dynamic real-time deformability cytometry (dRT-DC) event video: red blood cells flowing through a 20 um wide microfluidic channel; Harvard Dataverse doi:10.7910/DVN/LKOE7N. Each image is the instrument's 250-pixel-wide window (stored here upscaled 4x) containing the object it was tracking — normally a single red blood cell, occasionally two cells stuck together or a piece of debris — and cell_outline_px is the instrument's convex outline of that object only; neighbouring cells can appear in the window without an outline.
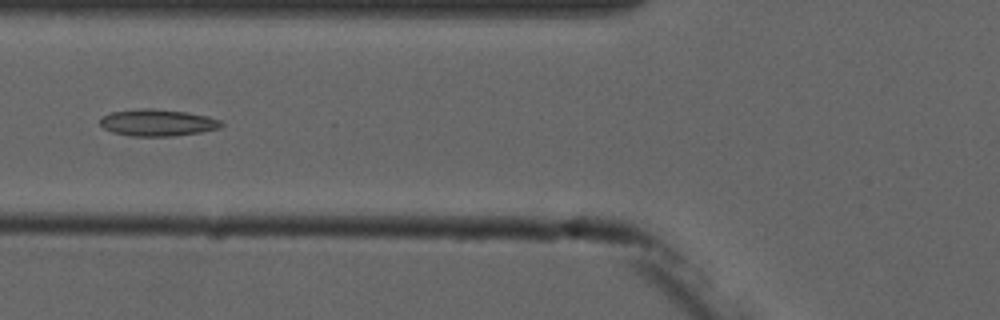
{"species": "common noctule bat (a hibernating species)", "species_latin": "Nyctalus noctula", "temperature_condition": "cold", "stored_images_in_passage": 11, "camera_frame_rate_fps": 3000, "um_per_image_px": 0.085, "animal": {"sex": "male", "forearm_length_mm": 52.5}, "frame": {"image": 1, "passage_image": 7, "time_ms": 8.0, "image_size_px": [1000, 320], "cell_outline_px": [[224, 124], [220, 128], [200, 132], [172, 136], [132, 136], [112, 132], [104, 128], [100, 124], [100, 120], [104, 116], [112, 112], [144, 108], [156, 108], [188, 112], [208, 116], [220, 120]], "centroid_in_image_um": [13.42, 10.42], "position_along_channel_um": 112.4, "area_um2": 18.9}}
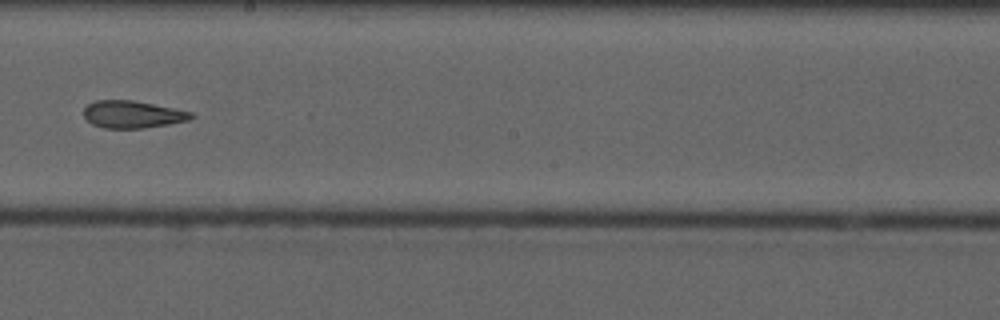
{"frame": {"image": 2, "passage_image": 10, "time_ms": 11.333, "image_size_px": [1000, 320], "cell_outline_px": [[196, 116], [188, 120], [168, 124], [144, 128], [104, 128], [92, 124], [84, 116], [84, 108], [88, 104], [96, 100], [132, 100], [192, 112]], "centroid_in_image_um": [11.25, 9.72], "position_along_channel_um": 236.9, "area_um2": 16.94}}
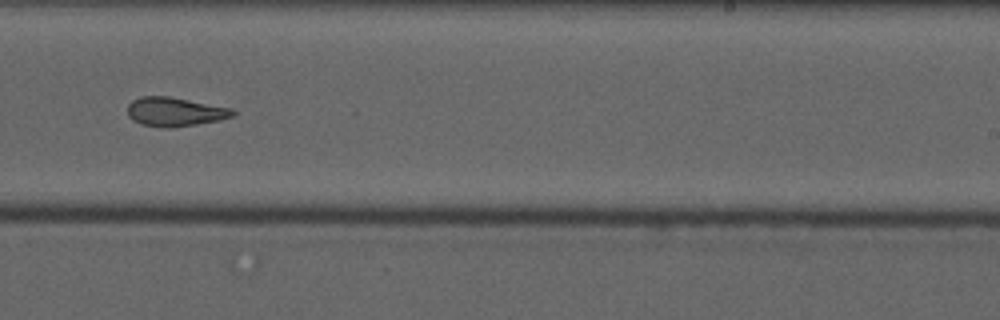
{"frame": {"image": 3, "passage_image": 11, "time_ms": 12.333, "image_size_px": [1000, 320], "cell_outline_px": [[236, 112], [232, 116], [220, 120], [172, 128], [168, 128], [140, 124], [132, 120], [128, 116], [128, 104], [132, 100], [140, 96], [168, 96], [232, 108]], "centroid_in_image_um": [14.84, 9.5], "position_along_channel_um": 274.2, "area_um2": 17.8}}